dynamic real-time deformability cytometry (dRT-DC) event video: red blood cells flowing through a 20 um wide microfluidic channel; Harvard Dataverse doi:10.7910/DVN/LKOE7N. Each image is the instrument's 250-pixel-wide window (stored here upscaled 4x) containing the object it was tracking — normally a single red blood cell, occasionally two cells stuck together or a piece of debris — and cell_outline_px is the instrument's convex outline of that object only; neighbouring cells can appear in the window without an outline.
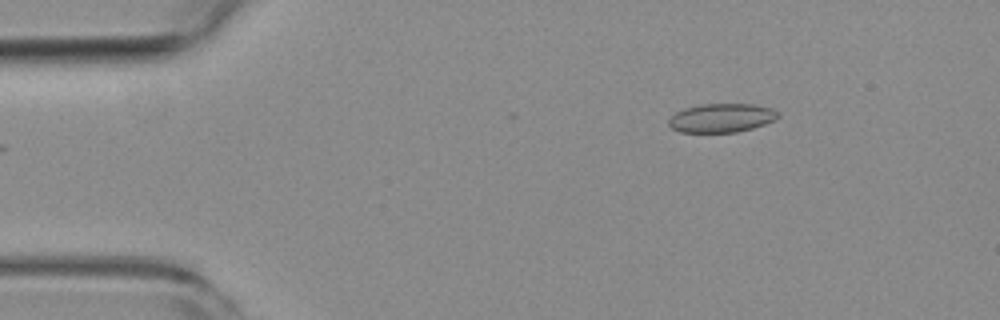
{"species": "common noctule bat (a hibernating species)", "species_latin": "Nyctalus noctula", "temperature_condition": "room temperature", "stored_images_in_passage": 44, "camera_frame_rate_fps": 3000, "um_per_image_px": 0.085, "animal": {"sex": "female", "body_mass_g": 19.3, "forearm_length_mm": 54.1}, "frame": {"image": 1, "passage_image": 2, "time_ms": 0.333, "image_size_px": [1000, 320], "cell_outline_px": [[780, 116], [776, 120], [752, 128], [736, 132], [680, 132], [672, 128], [668, 124], [668, 120], [676, 112], [684, 108], [700, 104], [752, 104], [772, 108]], "centroid_in_image_um": [61.32, 10.02], "position_along_channel_um": 23.7, "area_um2": 18.32}}
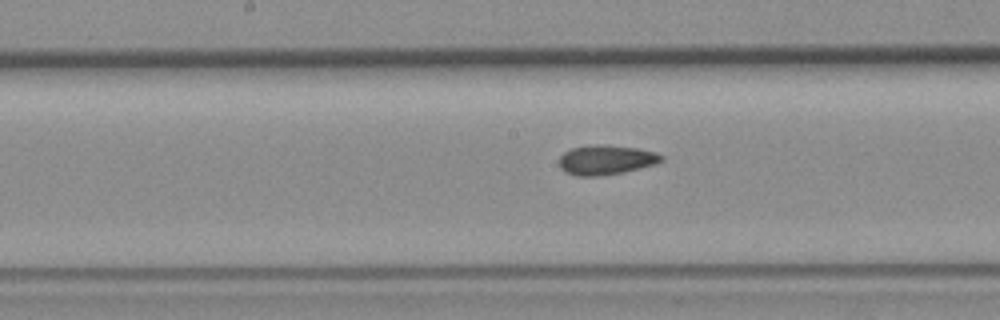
{"frame": {"image": 2, "passage_image": 21, "time_ms": 6.667, "image_size_px": [1000, 320], "cell_outline_px": [[664, 160], [656, 164], [624, 172], [596, 176], [576, 176], [564, 172], [560, 168], [560, 156], [564, 152], [572, 148], [596, 144], [600, 144], [636, 148], [656, 152], [664, 156]], "centroid_in_image_um": [51.52, 13.59], "position_along_channel_um": 196.7, "area_um2": 17.69}}
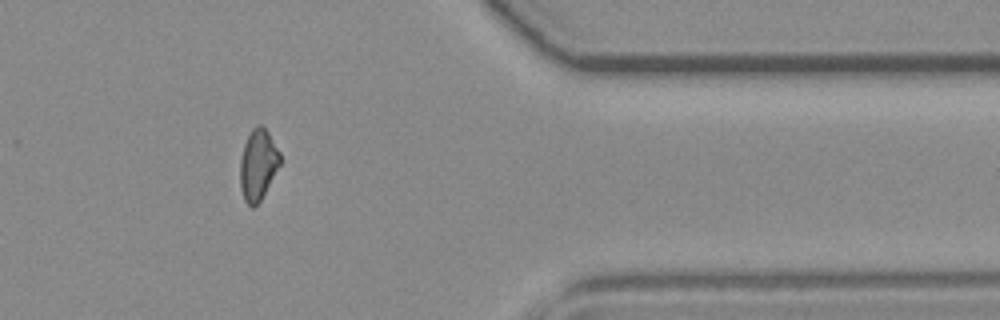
{"frame": {"image": 3, "passage_image": 38, "time_ms": 12.333, "image_size_px": [1000, 320], "cell_outline_px": [[280, 164], [260, 200], [252, 208], [244, 200], [240, 188], [240, 160], [244, 144], [252, 128], [256, 124], [260, 124], [268, 132], [280, 152]], "centroid_in_image_um": [21.91, 13.98], "position_along_channel_um": 389.5, "area_um2": 16.3}}